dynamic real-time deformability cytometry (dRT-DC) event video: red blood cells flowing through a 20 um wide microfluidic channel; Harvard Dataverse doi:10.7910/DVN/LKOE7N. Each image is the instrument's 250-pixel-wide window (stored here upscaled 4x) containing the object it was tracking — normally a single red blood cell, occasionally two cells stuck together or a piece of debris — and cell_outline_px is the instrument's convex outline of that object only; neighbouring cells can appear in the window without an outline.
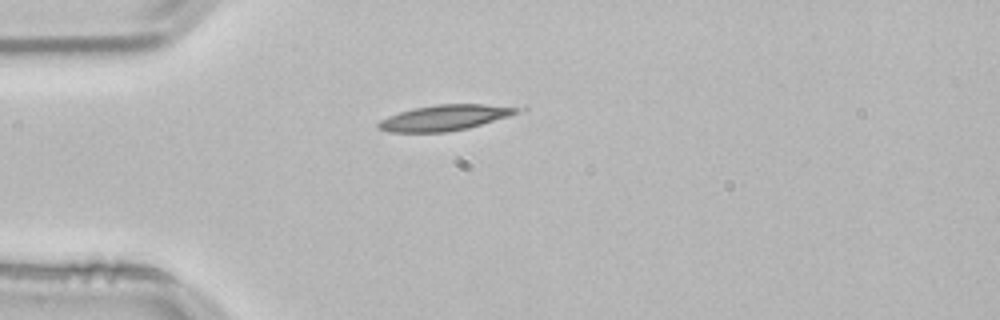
{"species": "common noctule bat (a hibernating species)", "species_latin": "Nyctalus noctula", "temperature_condition": "room temperature", "stored_images_in_passage": 40, "camera_frame_rate_fps": 3000, "um_per_image_px": 0.085, "animal": {"sex": "male", "body_mass_g": 21.5, "forearm_length_mm": 52.0}, "frame": {"image": 1, "passage_image": 1, "time_ms": 0.0, "image_size_px": [1000, 320], "cell_outline_px": [[528, 108], [520, 112], [508, 116], [468, 128], [444, 132], [388, 132], [376, 128], [376, 124], [380, 120], [388, 116], [412, 108], [436, 104], [484, 104]], "centroid_in_image_um": [37.79, 10.0], "position_along_channel_um": 47.2, "area_um2": 20.81}}
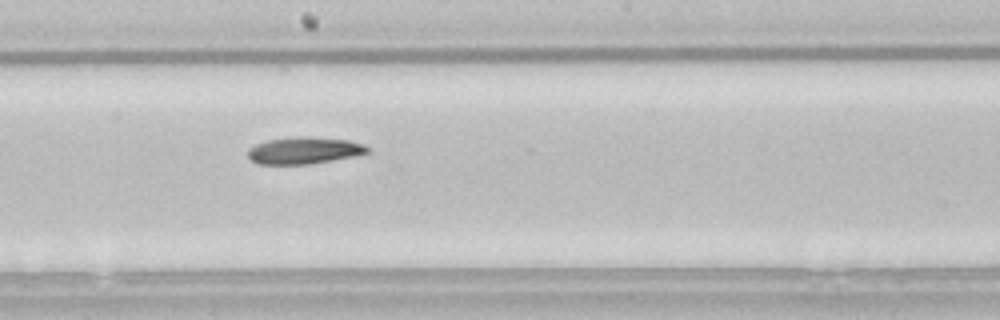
{"frame": {"image": 2, "passage_image": 16, "time_ms": 5.0, "image_size_px": [1000, 320], "cell_outline_px": [[372, 152], [332, 160], [308, 164], [260, 164], [252, 160], [248, 156], [248, 148], [256, 144], [268, 140], [296, 136], [308, 136], [348, 140], [364, 144]], "centroid_in_image_um": [25.86, 12.78], "position_along_channel_um": 222.3, "area_um2": 18.67}}
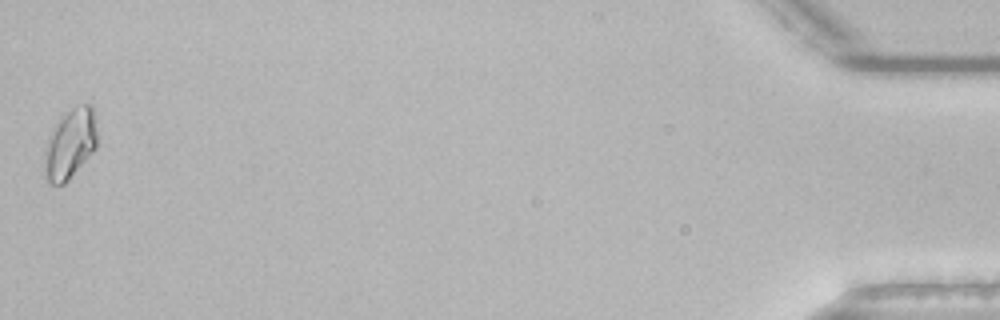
{"frame": {"image": 3, "passage_image": 40, "time_ms": 13.0, "image_size_px": [1000, 320], "cell_outline_px": [[96, 148], [68, 180], [64, 184], [48, 184], [44, 176], [44, 148], [48, 136], [52, 128], [76, 104], [92, 104], [96, 120]], "centroid_in_image_um": [5.94, 12.24], "position_along_channel_um": 429.3, "area_um2": 21.62}}